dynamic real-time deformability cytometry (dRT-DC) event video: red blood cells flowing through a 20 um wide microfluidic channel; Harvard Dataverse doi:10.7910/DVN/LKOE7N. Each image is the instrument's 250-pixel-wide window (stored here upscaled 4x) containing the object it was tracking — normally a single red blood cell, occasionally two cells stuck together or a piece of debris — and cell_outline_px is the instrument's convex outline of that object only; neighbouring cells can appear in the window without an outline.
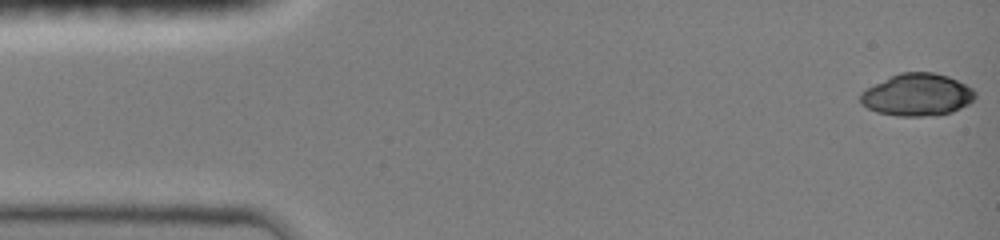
{"species": "common noctule bat (a hibernating species)", "species_latin": "Nyctalus noctula", "temperature_condition": "room temperature", "stored_images_in_passage": 43, "camera_frame_rate_fps": 3000, "um_per_image_px": 0.085, "animal": {"sex": "female", "body_mass_g": 19.0, "forearm_length_mm": 51.5}, "frame": {"image": 1, "passage_image": 1, "time_ms": 0.0, "image_size_px": [1000, 240], "cell_outline_px": [[976, 96], [968, 104], [952, 112], [936, 116], [896, 116], [876, 112], [868, 108], [860, 100], [860, 92], [900, 72], [932, 72], [948, 76], [972, 88], [976, 92]], "centroid_in_image_um": [77.98, 8.07], "position_along_channel_um": 7.0, "area_um2": 28.09}}
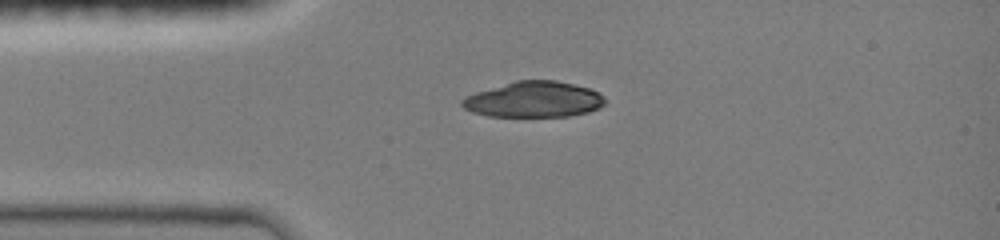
{"frame": {"image": 2, "passage_image": 11, "time_ms": 3.333, "image_size_px": [1000, 240], "cell_outline_px": [[604, 104], [600, 108], [588, 112], [568, 116], [488, 116], [472, 112], [464, 108], [460, 104], [460, 100], [476, 92], [516, 80], [556, 80], [588, 88], [600, 92], [604, 96]], "centroid_in_image_um": [45.38, 8.45], "position_along_channel_um": 39.6, "area_um2": 29.71}}
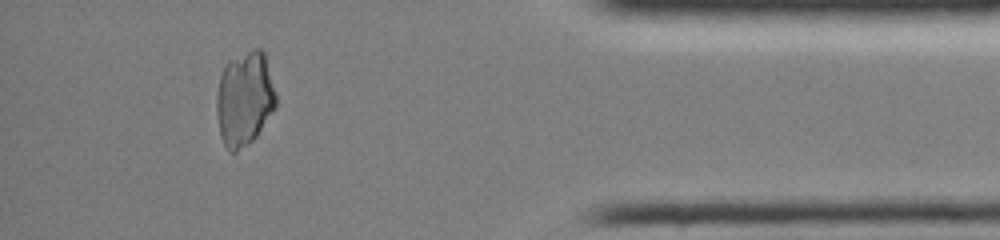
{"frame": {"image": 3, "passage_image": 38, "time_ms": 13.667, "image_size_px": [1000, 240], "cell_outline_px": [[276, 108], [256, 136], [248, 144], [236, 152], [228, 152], [220, 136], [216, 112], [216, 96], [220, 76], [228, 60], [252, 48], [260, 48], [264, 52], [276, 92]], "centroid_in_image_um": [20.78, 8.39], "position_along_channel_um": 414.4, "area_um2": 33.0}}